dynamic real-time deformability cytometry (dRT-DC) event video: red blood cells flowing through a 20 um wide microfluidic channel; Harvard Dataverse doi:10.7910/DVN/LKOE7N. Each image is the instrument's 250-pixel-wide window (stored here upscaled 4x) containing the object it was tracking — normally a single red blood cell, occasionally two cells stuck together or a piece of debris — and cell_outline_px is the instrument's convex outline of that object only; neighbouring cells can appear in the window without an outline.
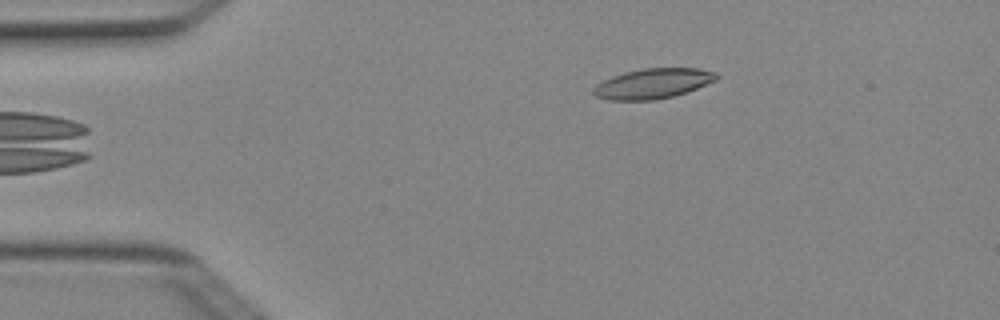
{"species": "Egyptian fruit bat (a non-hibernating species)", "species_latin": "Rousettus aegyptiacus", "temperature_condition": "cold", "stored_images_in_passage": 4, "camera_frame_rate_fps": 3000, "um_per_image_px": 0.085, "animal": {"sex": "female"}, "frame": {"image": 1, "passage_image": 4, "time_ms": 1.0, "image_size_px": [1000, 320], "cell_outline_px": [[720, 76], [716, 80], [696, 88], [672, 96], [656, 100], [608, 100], [596, 96], [592, 92], [592, 88], [596, 84], [612, 76], [624, 72], [644, 68], [700, 68], [716, 72]], "centroid_in_image_um": [55.48, 7.09], "position_along_channel_um": 29.5, "area_um2": 21.56}}